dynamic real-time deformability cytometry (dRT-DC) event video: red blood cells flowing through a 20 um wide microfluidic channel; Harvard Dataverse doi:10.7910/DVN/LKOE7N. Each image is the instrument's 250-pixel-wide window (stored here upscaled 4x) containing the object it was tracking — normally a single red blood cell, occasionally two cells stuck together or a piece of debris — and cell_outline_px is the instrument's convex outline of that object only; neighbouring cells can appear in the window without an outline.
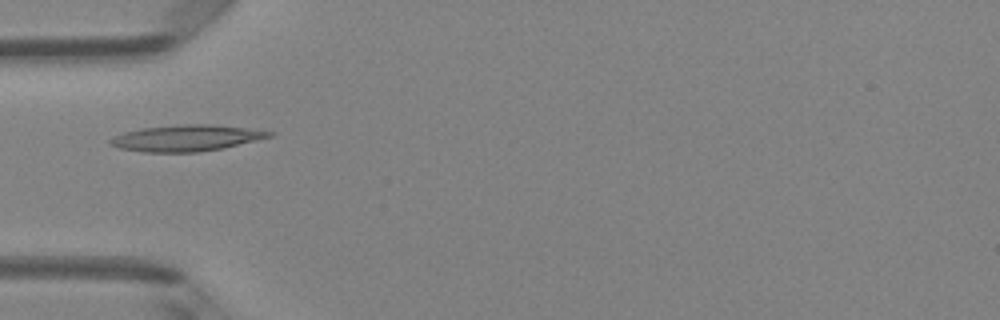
{"species": "Egyptian fruit bat (a non-hibernating species)", "species_latin": "Rousettus aegyptiacus", "temperature_condition": "room temperature", "stored_images_in_passage": 1, "camera_frame_rate_fps": 3000, "um_per_image_px": 0.085, "animal": {"sex": "female"}, "frame": {"image": 1, "passage_image": 1, "time_ms": 0.0, "image_size_px": [1000, 320], "cell_outline_px": [[276, 132], [272, 136], [224, 148], [196, 152], [144, 152], [120, 148], [108, 144], [108, 140], [112, 136], [124, 132], [140, 128], [180, 124], [212, 124]], "centroid_in_image_um": [15.78, 11.73], "position_along_channel_um": 69.2, "area_um2": 24.33}}